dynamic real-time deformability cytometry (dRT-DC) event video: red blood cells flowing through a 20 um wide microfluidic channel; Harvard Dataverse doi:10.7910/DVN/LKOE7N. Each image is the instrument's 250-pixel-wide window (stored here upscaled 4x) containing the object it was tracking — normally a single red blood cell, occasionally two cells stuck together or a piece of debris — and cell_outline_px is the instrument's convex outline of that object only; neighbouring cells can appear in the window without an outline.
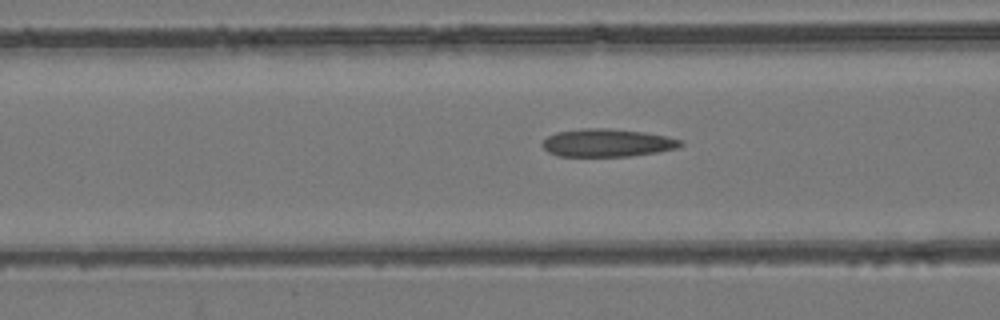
{"species": "common noctule bat (a hibernating species)", "species_latin": "Nyctalus noctula", "temperature_condition": "room temperature", "stored_images_in_passage": 39, "camera_frame_rate_fps": 3000, "um_per_image_px": 0.085, "animal": {"sex": "female", "body_mass_g": 24.6, "forearm_length_mm": 56.2}, "frame": {"image": 1, "passage_image": 7, "time_ms": 2.0, "image_size_px": [1000, 320], "cell_outline_px": [[684, 144], [676, 148], [656, 152], [628, 156], [556, 156], [548, 152], [540, 144], [548, 136], [556, 132], [584, 128], [608, 128], [644, 132], [664, 136], [680, 140]], "centroid_in_image_um": [51.56, 12.14], "position_along_channel_um": 115.0, "area_um2": 22.31}}
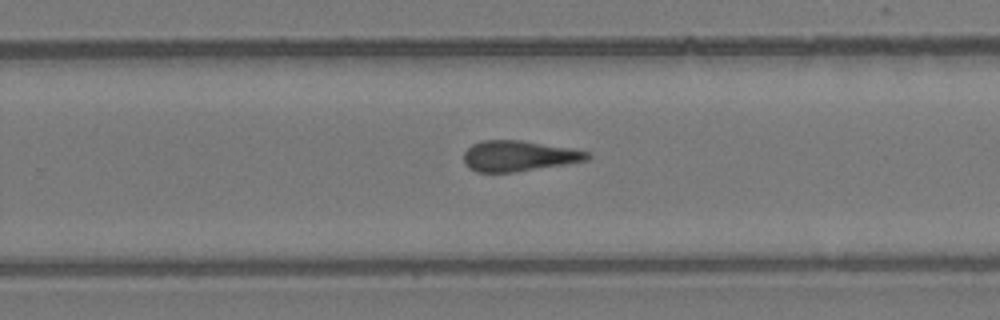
{"frame": {"image": 2, "passage_image": 20, "time_ms": 6.333, "image_size_px": [1000, 320], "cell_outline_px": [[592, 156], [588, 160], [516, 172], [476, 172], [468, 168], [464, 164], [464, 152], [472, 144], [484, 140], [520, 140], [572, 148], [588, 152]], "centroid_in_image_um": [44.08, 13.26], "position_along_channel_um": 285.7, "area_um2": 22.08}}
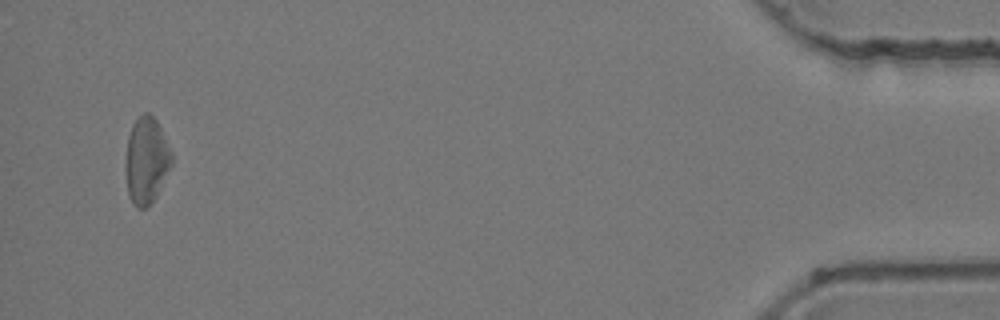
{"frame": {"image": 3, "passage_image": 37, "time_ms": 12.0, "image_size_px": [1000, 320], "cell_outline_px": [[172, 164], [156, 196], [144, 208], [136, 208], [132, 204], [128, 196], [124, 168], [128, 136], [132, 124], [136, 116], [144, 112], [148, 112], [156, 120], [172, 152]], "centroid_in_image_um": [12.41, 13.62], "position_along_channel_um": 422.8, "area_um2": 23.47}, "authors_computed_cell_mechanics": {"area_um2": 22.7732, "velocity_mm_per_s": 3.9369, "shape_relaxation_time_tau1_ms": null, "shape_relaxation_time_tau2_ms": 3.7645, "deformation_change_tau1": null, "deformation_change_tau2": 0.1619}}